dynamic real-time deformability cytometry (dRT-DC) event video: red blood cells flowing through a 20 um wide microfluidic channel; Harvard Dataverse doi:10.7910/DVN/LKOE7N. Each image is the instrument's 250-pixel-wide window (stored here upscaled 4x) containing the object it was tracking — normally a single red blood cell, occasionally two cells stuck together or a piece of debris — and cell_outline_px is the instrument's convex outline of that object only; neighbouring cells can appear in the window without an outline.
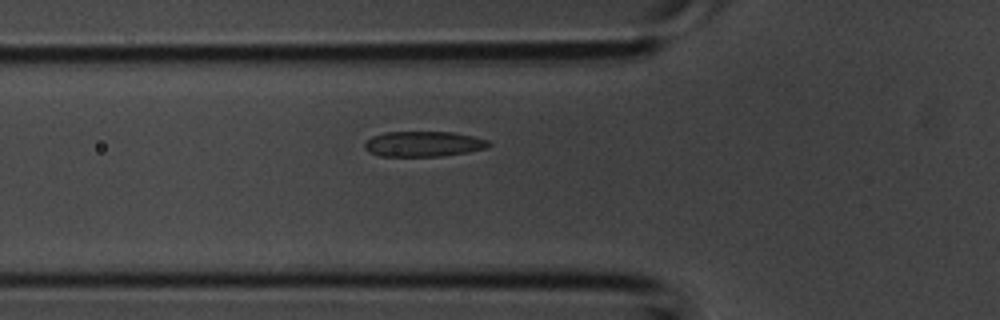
{"species": "common noctule bat (a hibernating species)", "species_latin": "Nyctalus noctula", "temperature_condition": "room temperature", "stored_images_in_passage": 4, "camera_frame_rate_fps": 3000, "um_per_image_px": 0.085, "animal": {"sex": "male", "body_mass_g": 20.1, "forearm_length_mm": 53.5}, "frame": {"image": 1, "passage_image": 4, "time_ms": 1.0, "image_size_px": [1000, 320], "cell_outline_px": [[492, 144], [488, 148], [468, 152], [444, 156], [380, 156], [368, 152], [364, 148], [364, 144], [372, 136], [384, 132], [452, 132], [472, 136], [488, 140]], "centroid_in_image_um": [36.01, 12.24], "position_along_channel_um": 89.8, "area_um2": 18.44}}